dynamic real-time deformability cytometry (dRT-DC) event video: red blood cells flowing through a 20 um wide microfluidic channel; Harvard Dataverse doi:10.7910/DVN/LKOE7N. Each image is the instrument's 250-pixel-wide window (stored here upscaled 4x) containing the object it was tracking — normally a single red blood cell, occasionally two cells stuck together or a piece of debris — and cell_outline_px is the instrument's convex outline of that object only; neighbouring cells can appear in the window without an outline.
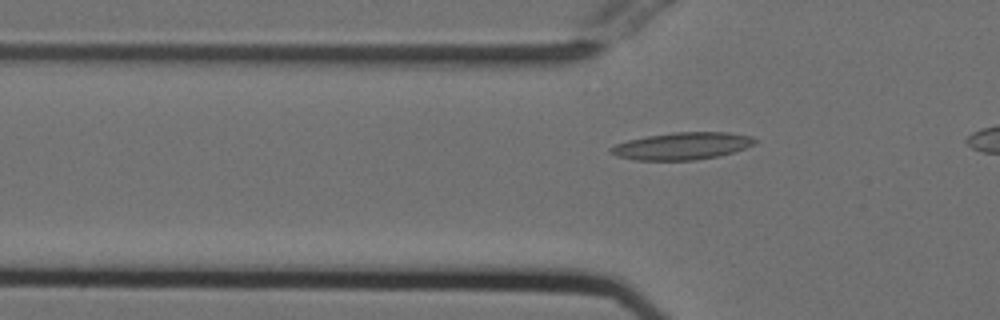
{"species": "Egyptian fruit bat (a non-hibernating species)", "species_latin": "Rousettus aegyptiacus", "temperature_condition": "cold", "stored_images_in_passage": 22, "camera_frame_rate_fps": 3000, "um_per_image_px": 0.085, "animal": {"sex": "female"}, "frame": {"image": 1, "passage_image": 12, "time_ms": 3.667, "image_size_px": [1000, 320], "cell_outline_px": [[756, 144], [720, 156], [696, 160], [636, 160], [616, 156], [608, 152], [608, 148], [616, 144], [628, 140], [648, 136], [676, 132], [728, 132], [752, 136], [756, 140]], "centroid_in_image_um": [57.97, 12.41], "position_along_channel_um": 67.8, "area_um2": 22.89}}
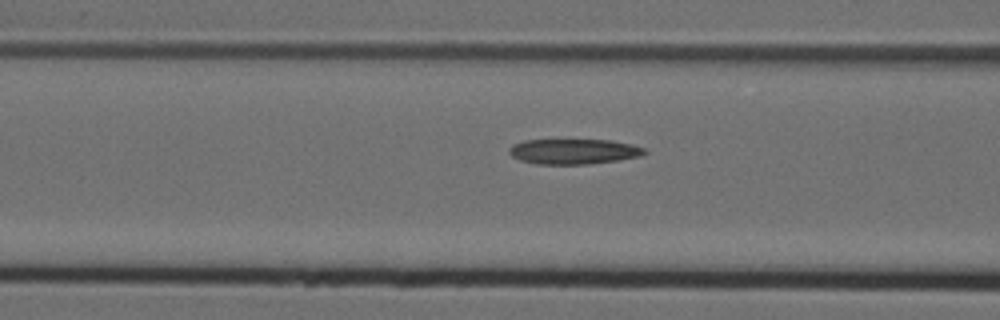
{"frame": {"image": 2, "passage_image": 16, "time_ms": 5.0, "image_size_px": [1000, 320], "cell_outline_px": [[648, 152], [640, 156], [620, 160], [588, 164], [536, 164], [520, 160], [512, 156], [508, 152], [508, 148], [512, 144], [524, 140], [612, 140], [632, 144], [644, 148]], "centroid_in_image_um": [48.76, 12.87], "position_along_channel_um": 117.8, "area_um2": 20.06}}
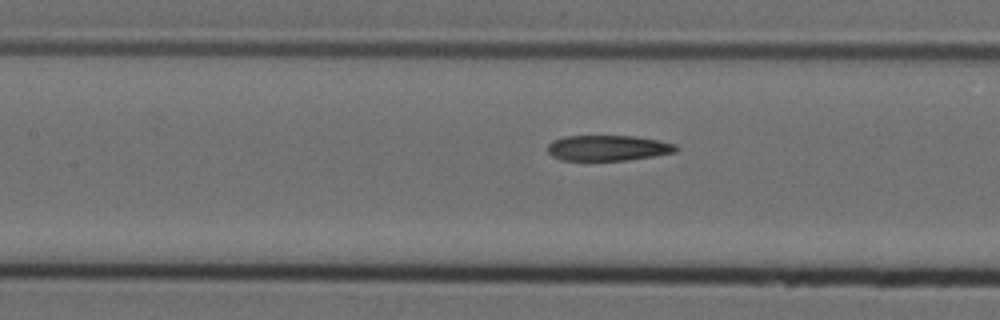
{"frame": {"image": 3, "passage_image": 19, "time_ms": 6.0, "image_size_px": [1000, 320], "cell_outline_px": [[680, 148], [676, 152], [628, 160], [560, 160], [552, 156], [548, 152], [548, 144], [552, 140], [564, 136], [636, 136], [676, 144]], "centroid_in_image_um": [51.67, 12.57], "position_along_channel_um": 155.7, "area_um2": 19.13}}